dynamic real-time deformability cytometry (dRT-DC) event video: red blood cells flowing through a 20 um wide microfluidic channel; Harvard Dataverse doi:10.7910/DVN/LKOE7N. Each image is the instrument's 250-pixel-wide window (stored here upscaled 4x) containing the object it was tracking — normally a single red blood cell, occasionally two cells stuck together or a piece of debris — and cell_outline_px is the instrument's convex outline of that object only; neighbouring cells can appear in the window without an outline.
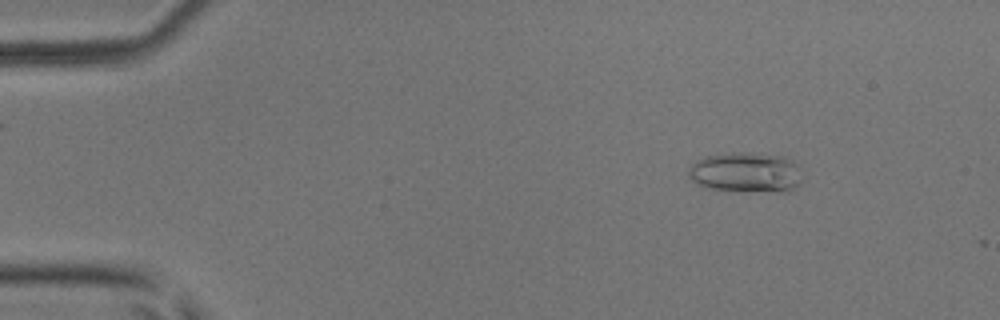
{"species": "common noctule bat (a hibernating species)", "species_latin": "Nyctalus noctula", "temperature_condition": "room temperature", "stored_images_in_passage": 15, "camera_frame_rate_fps": 3000, "um_per_image_px": 0.085, "animal": {"sex": "male", "body_mass_g": 17.9, "forearm_length_mm": 54.2}, "frame": {"image": 1, "passage_image": 7, "time_ms": 2.0, "image_size_px": [1000, 320], "cell_outline_px": [[800, 184], [796, 188], [788, 192], [740, 192], [704, 188], [696, 184], [688, 176], [688, 172], [692, 164], [696, 160], [704, 156], [736, 152], [744, 152], [784, 156], [792, 160], [800, 168]], "centroid_in_image_um": [63.4, 14.68], "position_along_channel_um": 21.6, "area_um2": 27.34}}